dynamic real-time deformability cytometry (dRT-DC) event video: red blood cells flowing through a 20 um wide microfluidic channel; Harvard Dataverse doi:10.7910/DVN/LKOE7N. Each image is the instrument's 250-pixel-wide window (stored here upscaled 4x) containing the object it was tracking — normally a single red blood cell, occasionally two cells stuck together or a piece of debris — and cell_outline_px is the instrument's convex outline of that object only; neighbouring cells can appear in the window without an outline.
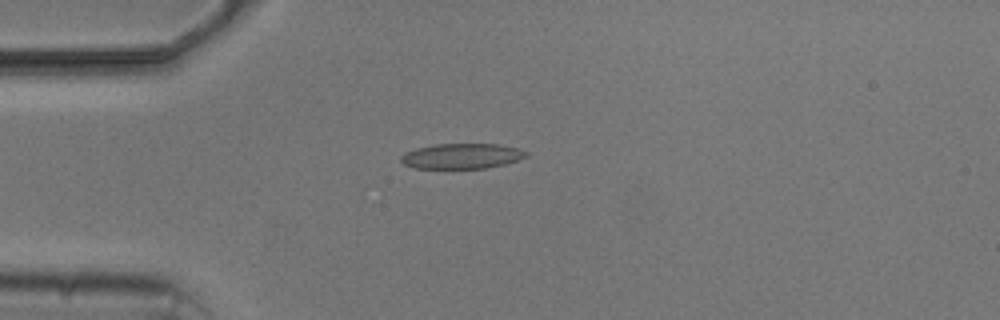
{"species": "common noctule bat (a hibernating species)", "species_latin": "Nyctalus noctula", "temperature_condition": "cold", "stored_images_in_passage": 4, "camera_frame_rate_fps": 3000, "um_per_image_px": 0.085, "animal": {"sex": "male", "body_mass_g": 20.5, "forearm_length_mm": 52.5}, "frame": {"image": 1, "passage_image": 4, "time_ms": 3.667, "image_size_px": [1000, 320], "cell_outline_px": [[528, 156], [504, 164], [488, 168], [416, 168], [404, 164], [400, 160], [400, 156], [404, 152], [416, 148], [436, 144], [500, 144], [516, 148], [528, 152]], "centroid_in_image_um": [39.23, 13.26], "position_along_channel_um": 45.8, "area_um2": 18.38}}